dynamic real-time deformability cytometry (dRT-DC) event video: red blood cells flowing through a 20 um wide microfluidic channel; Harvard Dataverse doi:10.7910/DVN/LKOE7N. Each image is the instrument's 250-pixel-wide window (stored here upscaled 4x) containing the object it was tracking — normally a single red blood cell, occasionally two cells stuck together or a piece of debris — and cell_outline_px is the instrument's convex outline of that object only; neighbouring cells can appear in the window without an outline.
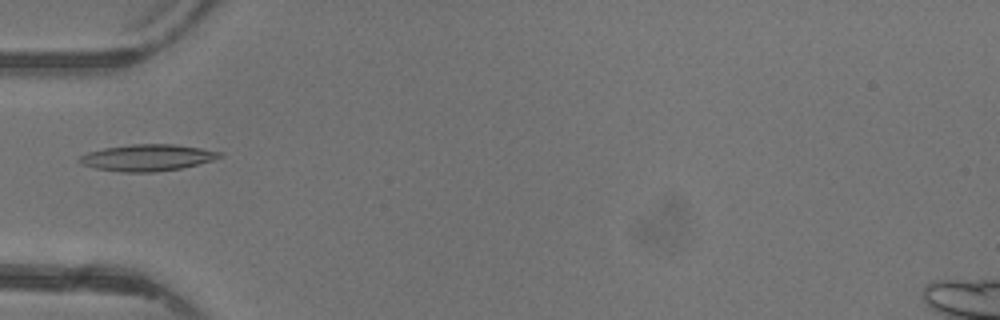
{"species": "common noctule bat (a hibernating species)", "species_latin": "Nyctalus noctula", "temperature_condition": "warm", "stored_images_in_passage": 5, "camera_frame_rate_fps": 3000, "um_per_image_px": 0.085, "animal": {"sex": "female"}, "frame": {"image": 1, "passage_image": 5, "time_ms": 5.0, "image_size_px": [1000, 320], "cell_outline_px": [[224, 156], [212, 160], [180, 168], [152, 172], [120, 172], [96, 168], [84, 164], [76, 160], [80, 156], [88, 152], [104, 148], [128, 144], [176, 144], [224, 152]], "centroid_in_image_um": [12.53, 13.39], "position_along_channel_um": 72.5, "area_um2": 21.62}}